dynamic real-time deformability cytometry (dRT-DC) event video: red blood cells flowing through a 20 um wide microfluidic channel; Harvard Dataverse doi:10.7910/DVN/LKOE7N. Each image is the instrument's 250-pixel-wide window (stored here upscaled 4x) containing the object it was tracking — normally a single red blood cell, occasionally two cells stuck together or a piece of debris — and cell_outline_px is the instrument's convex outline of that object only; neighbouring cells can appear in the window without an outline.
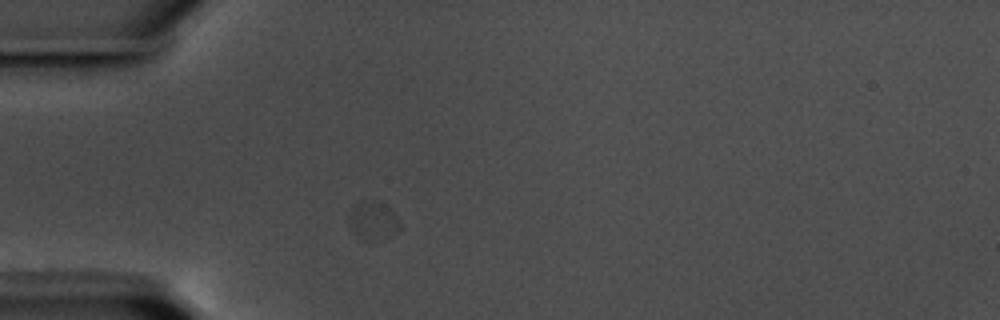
{"species": "common noctule bat (a hibernating species)", "species_latin": "Nyctalus noctula", "temperature_condition": "warm", "stored_images_in_passage": 4, "camera_frame_rate_fps": 3000, "um_per_image_px": 0.085, "animal": {"sex": "male", "body_mass_g": 17.5, "forearm_length_mm": 52.3}, "frame": {"image": 1, "passage_image": 1, "time_ms": 0.0, "image_size_px": [1000, 320], "cell_outline_px": [[400, 228], [388, 236], [372, 240], [360, 240], [352, 232], [348, 220], [348, 216], [352, 208], [368, 204], [392, 212], [400, 224]], "centroid_in_image_um": [31.64, 18.91], "position_along_channel_um": 53.4, "area_um2": 10.0}}